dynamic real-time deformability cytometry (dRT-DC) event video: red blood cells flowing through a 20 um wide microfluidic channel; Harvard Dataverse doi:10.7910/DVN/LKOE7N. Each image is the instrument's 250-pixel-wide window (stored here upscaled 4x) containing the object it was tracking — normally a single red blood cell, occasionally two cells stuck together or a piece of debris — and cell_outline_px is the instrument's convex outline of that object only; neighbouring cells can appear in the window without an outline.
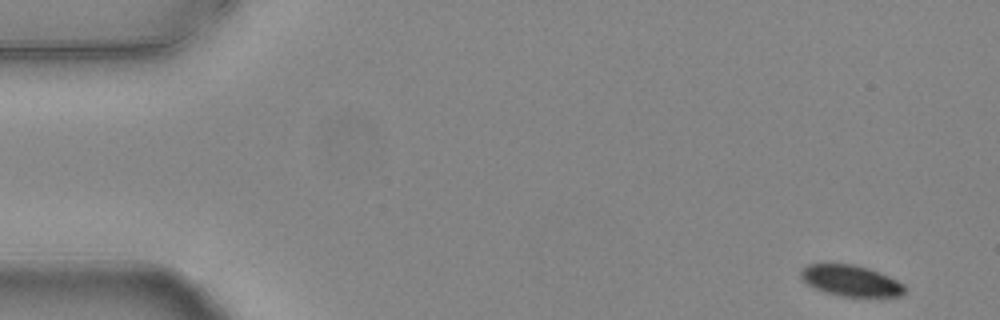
{"species": "common noctule bat (a hibernating species)", "species_latin": "Nyctalus noctula", "temperature_condition": "warm", "stored_images_in_passage": 53, "camera_frame_rate_fps": 3000, "um_per_image_px": 0.085, "animal": {"sex": "female", "body_mass_g": 24.6, "forearm_length_mm": 56.2}, "frame": {"image": 1, "passage_image": 1, "time_ms": 0.0, "image_size_px": [1000, 320], "cell_outline_px": [[908, 288], [900, 296], [880, 300], [840, 296], [824, 292], [812, 288], [800, 276], [800, 272], [808, 264], [852, 264], [868, 268], [888, 276], [904, 284]], "centroid_in_image_um": [72.4, 23.93], "position_along_channel_um": 12.6, "area_um2": 19.54}}
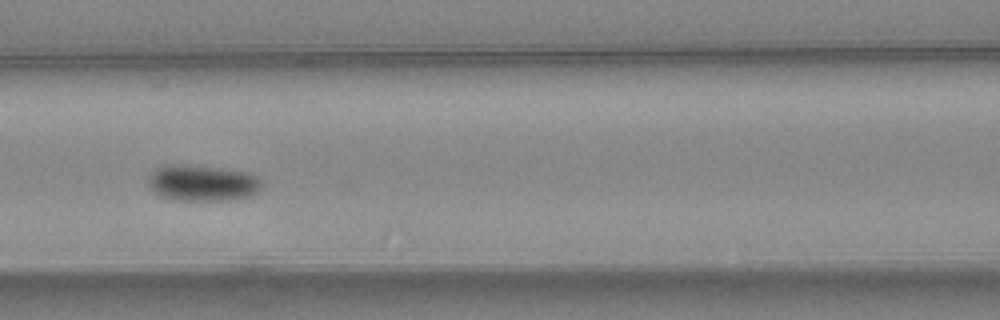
{"frame": {"image": 2, "passage_image": 22, "time_ms": 7.0, "image_size_px": [1000, 320], "cell_outline_px": [[264, 188], [248, 196], [232, 200], [176, 200], [164, 196], [156, 192], [148, 184], [148, 176], [156, 168], [164, 164], [184, 164], [220, 168], [252, 172], [260, 176], [264, 180]], "centroid_in_image_um": [17.29, 15.53], "position_along_channel_um": 149.3, "area_um2": 24.33}}
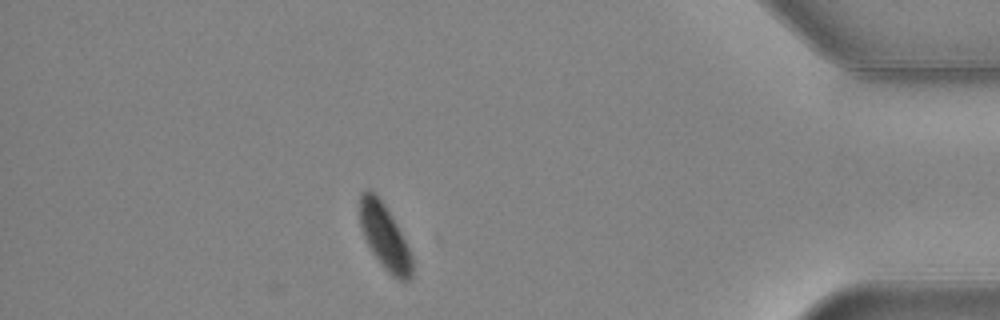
{"frame": {"image": 3, "passage_image": 46, "time_ms": 15.0, "image_size_px": [1000, 320], "cell_outline_px": [[412, 276], [408, 280], [400, 280], [392, 276], [384, 268], [368, 244], [360, 228], [360, 196], [368, 188], [384, 204], [392, 216], [412, 256]], "centroid_in_image_um": [32.69, 20.14], "position_along_channel_um": 402.5, "area_um2": 19.25}, "authors_computed_cell_mechanics": {"area_um2": 22.0218, "velocity_mm_per_s": 3.7467, "shape_relaxation_time_tau1_ms": 5.789, "shape_relaxation_time_tau2_ms": null, "deformation_change_tau1": 0.1207, "deformation_change_tau2": null}}